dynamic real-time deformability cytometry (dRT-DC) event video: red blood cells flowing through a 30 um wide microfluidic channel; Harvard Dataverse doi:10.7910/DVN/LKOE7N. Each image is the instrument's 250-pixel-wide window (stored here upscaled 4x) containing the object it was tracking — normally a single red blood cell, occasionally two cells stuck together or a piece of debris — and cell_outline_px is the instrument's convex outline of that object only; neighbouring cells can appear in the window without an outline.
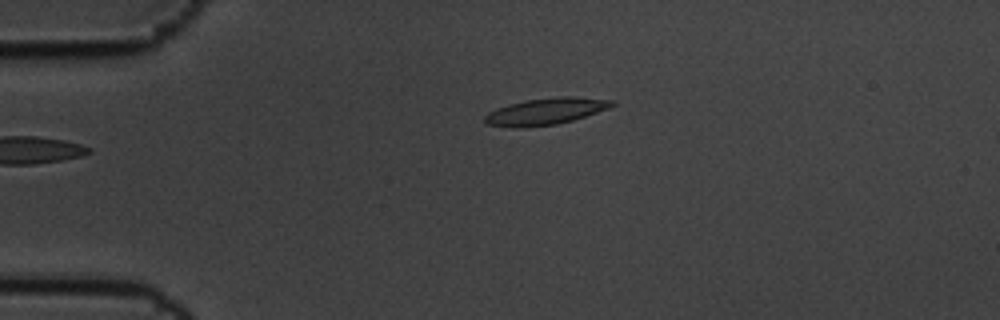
{"species": "common noctule bat (a hibernating species)", "species_latin": "Nyctalus noctula", "temperature_condition": "cold", "stored_images_in_passage": 5, "camera_frame_rate_fps": 3000, "um_per_image_px": 0.085, "animal": {"sex": "male", "body_mass_g": 19.5, "forearm_length_mm": 54.6}, "frame": {"image": 1, "passage_image": 5, "time_ms": 1.333, "image_size_px": [1000, 320], "cell_outline_px": [[616, 104], [608, 108], [572, 120], [556, 124], [520, 128], [512, 128], [488, 124], [484, 120], [484, 116], [488, 112], [496, 108], [508, 104], [524, 100], [560, 96], [572, 96], [616, 100]], "centroid_in_image_um": [46.36, 9.45], "position_along_channel_um": 38.6, "area_um2": 19.83}}